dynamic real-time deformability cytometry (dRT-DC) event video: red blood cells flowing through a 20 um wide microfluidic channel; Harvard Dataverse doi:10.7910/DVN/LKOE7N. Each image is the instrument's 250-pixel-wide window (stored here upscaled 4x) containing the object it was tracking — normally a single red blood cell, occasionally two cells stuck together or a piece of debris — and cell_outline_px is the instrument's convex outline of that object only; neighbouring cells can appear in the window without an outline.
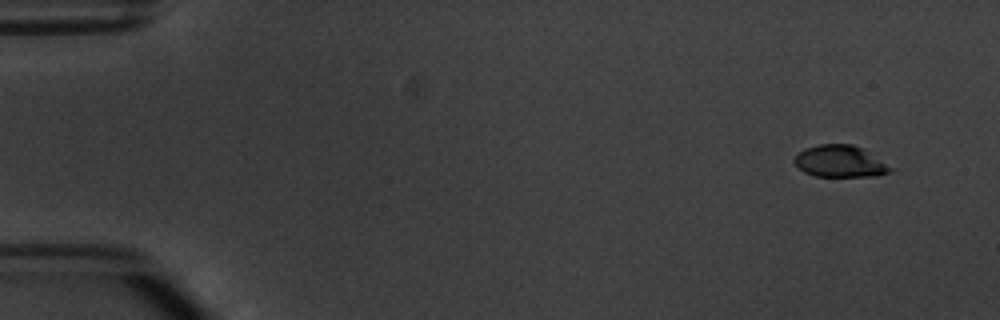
{"species": "common noctule bat (a hibernating species)", "species_latin": "Nyctalus noctula", "temperature_condition": "warm", "stored_images_in_passage": 4, "camera_frame_rate_fps": 3000, "um_per_image_px": 0.085, "animal": {"sex": "male", "body_mass_g": 20.1, "forearm_length_mm": 53.5}, "frame": {"image": 1, "passage_image": 1, "time_ms": 0.0, "image_size_px": [1000, 320], "cell_outline_px": [[896, 168], [888, 172], [876, 176], [816, 176], [804, 172], [792, 160], [804, 148], [820, 144], [852, 144], [864, 148]], "centroid_in_image_um": [71.46, 13.7], "position_along_channel_um": 13.5, "area_um2": 17.98}}
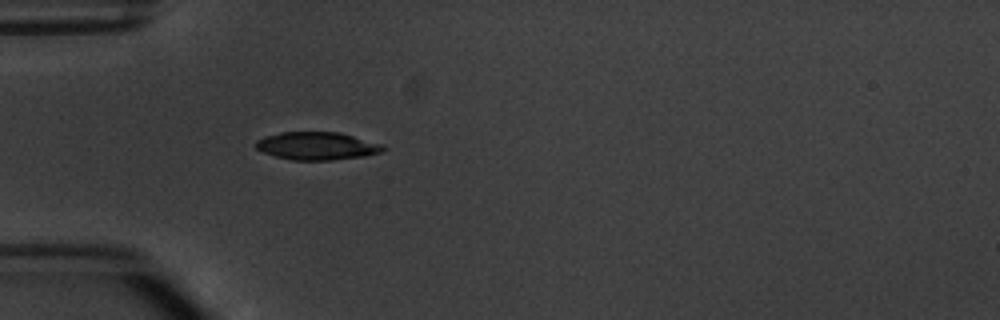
{"frame": {"image": 2, "passage_image": 4, "time_ms": 4.333, "image_size_px": [1000, 320], "cell_outline_px": [[388, 148], [380, 152], [364, 156], [332, 160], [292, 160], [276, 156], [264, 152], [256, 148], [256, 140], [264, 136], [280, 132], [340, 132], [384, 144]], "centroid_in_image_um": [26.98, 12.39], "position_along_channel_um": 58.0, "area_um2": 20.75}}